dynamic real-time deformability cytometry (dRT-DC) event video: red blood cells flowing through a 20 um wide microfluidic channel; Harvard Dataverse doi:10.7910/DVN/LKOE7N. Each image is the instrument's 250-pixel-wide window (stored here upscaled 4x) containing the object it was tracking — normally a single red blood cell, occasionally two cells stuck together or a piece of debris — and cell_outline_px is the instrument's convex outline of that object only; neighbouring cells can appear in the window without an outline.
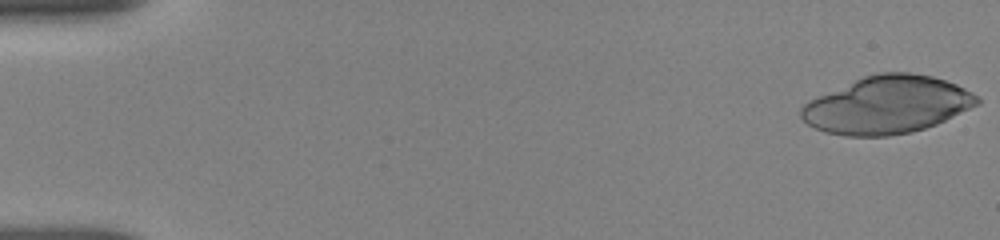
{"species": "human", "species_latin": "Homo sapiens", "temperature_condition": "room temperature", "stored_images_in_passage": 29, "camera_frame_rate_fps": 3000, "um_per_image_px": 0.085, "donor": {"sex": "female"}, "frame": {"image": 1, "passage_image": 1, "time_ms": 0.0, "image_size_px": [1000, 240], "cell_outline_px": [[980, 104], [936, 124], [912, 132], [888, 136], [844, 136], [824, 132], [808, 124], [800, 116], [800, 108], [808, 100], [816, 96], [864, 76], [880, 72], [912, 72], [932, 76], [956, 84], [980, 96]], "centroid_in_image_um": [75.4, 8.91], "position_along_channel_um": 9.6, "area_um2": 59.13}}